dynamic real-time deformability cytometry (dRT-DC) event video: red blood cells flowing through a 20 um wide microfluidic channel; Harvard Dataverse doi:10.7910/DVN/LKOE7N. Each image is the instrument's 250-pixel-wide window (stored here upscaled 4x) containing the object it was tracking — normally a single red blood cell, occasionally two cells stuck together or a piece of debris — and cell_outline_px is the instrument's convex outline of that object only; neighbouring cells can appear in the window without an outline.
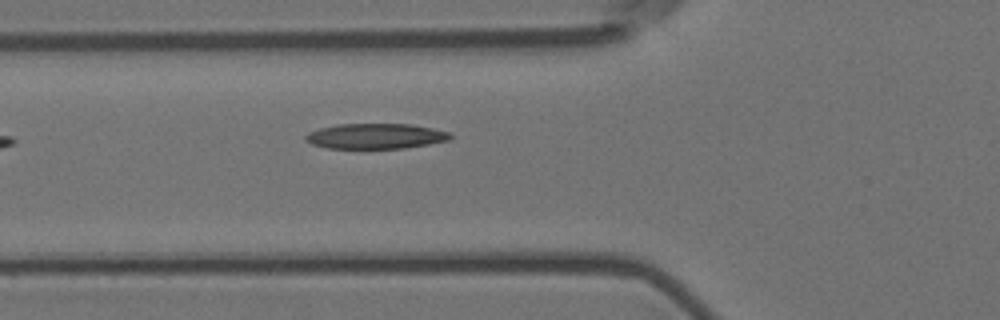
{"species": "Egyptian fruit bat (a non-hibernating species)", "species_latin": "Rousettus aegyptiacus", "temperature_condition": "room temperature", "stored_images_in_passage": 7, "camera_frame_rate_fps": 3000, "um_per_image_px": 0.085, "animal": {"sex": "female"}, "frame": {"image": 1, "passage_image": 7, "time_ms": 2.0, "image_size_px": [1000, 320], "cell_outline_px": [[452, 136], [448, 140], [428, 144], [404, 148], [328, 148], [312, 144], [304, 140], [304, 136], [308, 132], [320, 128], [336, 124], [412, 124], [432, 128], [448, 132]], "centroid_in_image_um": [31.88, 11.57], "position_along_channel_um": 93.9, "area_um2": 21.27}}